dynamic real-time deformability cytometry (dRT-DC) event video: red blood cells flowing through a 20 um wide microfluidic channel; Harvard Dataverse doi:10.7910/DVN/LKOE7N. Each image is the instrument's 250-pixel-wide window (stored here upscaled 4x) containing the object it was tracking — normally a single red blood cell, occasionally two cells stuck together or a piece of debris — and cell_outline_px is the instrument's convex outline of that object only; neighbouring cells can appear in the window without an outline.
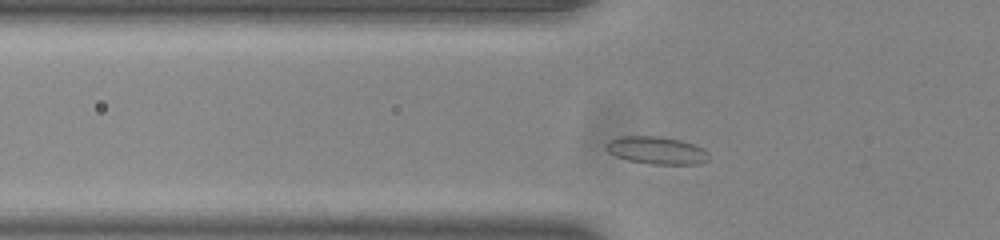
{"species": "common noctule bat (a hibernating species)", "species_latin": "Nyctalus noctula", "temperature_condition": "room temperature", "stored_images_in_passage": 40, "camera_frame_rate_fps": 3000, "um_per_image_px": 0.085, "animal": {"sex": "male", "body_mass_g": 20.0, "forearm_length_mm": 53.3}, "frame": {"image": 1, "passage_image": 5, "time_ms": 1.333, "image_size_px": [1000, 240], "cell_outline_px": [[708, 160], [700, 164], [652, 164], [628, 160], [616, 156], [608, 152], [604, 148], [604, 144], [620, 136], [660, 136], [680, 140], [692, 144], [708, 152]], "centroid_in_image_um": [55.78, 12.78], "position_along_channel_um": 70.0, "area_um2": 16.42}}
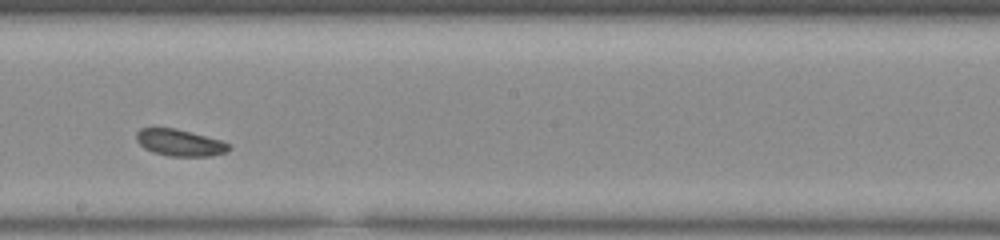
{"frame": {"image": 2, "passage_image": 18, "time_ms": 5.667, "image_size_px": [1000, 240], "cell_outline_px": [[232, 148], [228, 152], [212, 156], [172, 156], [152, 152], [144, 148], [136, 140], [136, 132], [140, 128], [176, 128], [192, 132], [220, 140], [232, 144]], "centroid_in_image_um": [15.32, 12.13], "position_along_channel_um": 232.9, "area_um2": 14.57}}
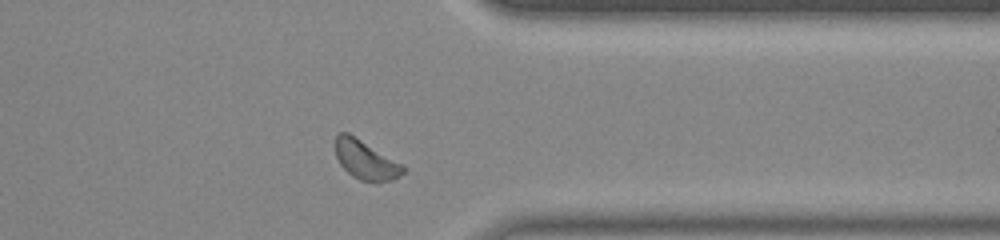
{"frame": {"image": 3, "passage_image": 30, "time_ms": 9.667, "image_size_px": [1000, 240], "cell_outline_px": [[408, 168], [400, 176], [392, 180], [360, 180], [352, 176], [340, 164], [336, 156], [336, 136], [340, 132], [348, 132], [404, 164]], "centroid_in_image_um": [31.12, 13.57], "position_along_channel_um": 380.3, "area_um2": 15.32}, "authors_computed_cell_mechanics": {"area_um2": 15.1436, "velocity_mm_per_s": 3.792, "shape_relaxation_time_tau1_ms": 5.1774, "shape_relaxation_time_tau2_ms": 3.1463, "deformation_change_tau1": 0.0726, "deformation_change_tau2": 0.0726}}